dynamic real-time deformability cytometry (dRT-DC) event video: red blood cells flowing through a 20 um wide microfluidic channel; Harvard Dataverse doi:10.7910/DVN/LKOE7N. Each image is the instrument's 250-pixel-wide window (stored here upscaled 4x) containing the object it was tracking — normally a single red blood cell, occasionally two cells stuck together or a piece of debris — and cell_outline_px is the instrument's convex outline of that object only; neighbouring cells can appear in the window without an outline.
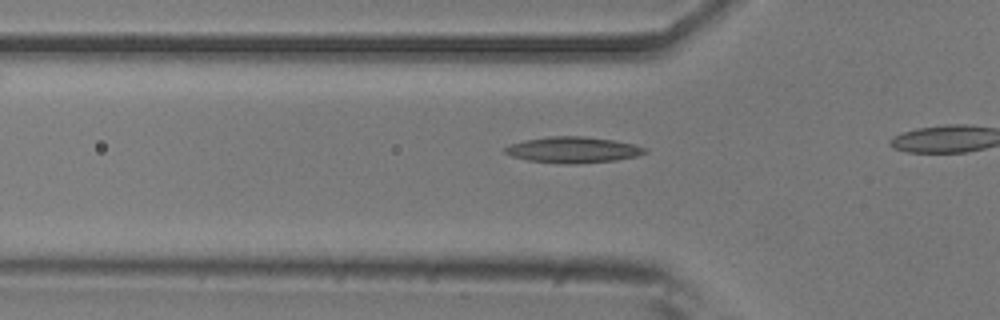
{"species": "common noctule bat (a hibernating species)", "species_latin": "Nyctalus noctula", "temperature_condition": "room temperature", "stored_images_in_passage": 10, "camera_frame_rate_fps": 3000, "um_per_image_px": 0.085, "animal": {"sex": "male", "body_mass_g": 20.5, "forearm_length_mm": 52.5}, "frame": {"image": 1, "passage_image": 5, "time_ms": 1.333, "image_size_px": [1000, 320], "cell_outline_px": [[648, 152], [636, 156], [616, 160], [572, 164], [564, 164], [528, 160], [512, 156], [504, 152], [504, 148], [512, 144], [524, 140], [552, 136], [584, 136], [616, 140], [648, 148]], "centroid_in_image_um": [48.74, 12.73], "position_along_channel_um": 77.1, "area_um2": 21.15}}
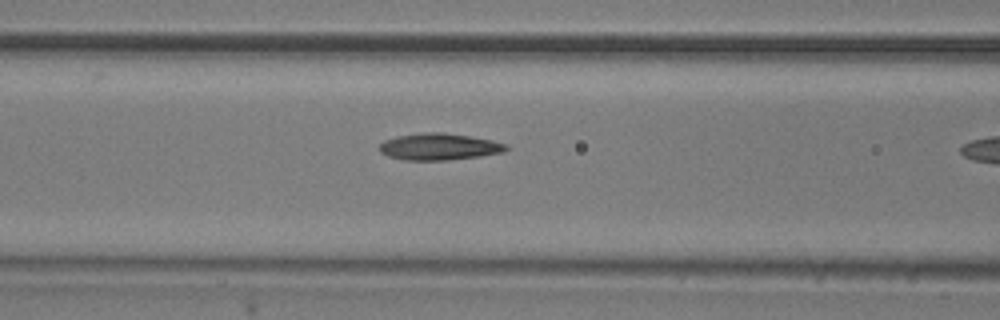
{"frame": {"image": 2, "passage_image": 9, "time_ms": 2.667, "image_size_px": [1000, 320], "cell_outline_px": [[508, 148], [504, 152], [480, 156], [448, 160], [404, 160], [388, 156], [380, 152], [380, 144], [384, 140], [396, 136], [424, 132], [444, 132], [492, 140], [508, 144]], "centroid_in_image_um": [37.33, 12.47], "position_along_channel_um": 129.3, "area_um2": 19.77}}